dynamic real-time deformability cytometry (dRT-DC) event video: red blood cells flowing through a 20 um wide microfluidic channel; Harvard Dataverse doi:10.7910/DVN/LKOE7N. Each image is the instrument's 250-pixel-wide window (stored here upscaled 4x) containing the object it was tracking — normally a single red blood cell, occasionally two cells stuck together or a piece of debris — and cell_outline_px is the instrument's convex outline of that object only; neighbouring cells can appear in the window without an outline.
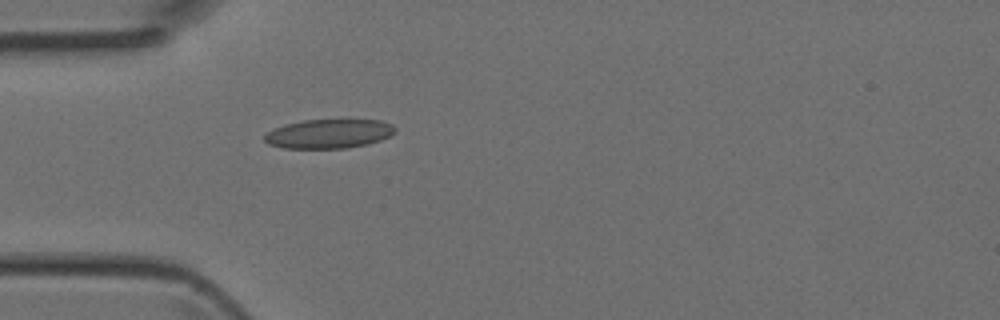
{"species": "Egyptian fruit bat (a non-hibernating species)", "species_latin": "Rousettus aegyptiacus", "temperature_condition": "room temperature", "stored_images_in_passage": 1, "camera_frame_rate_fps": 3000, "um_per_image_px": 0.085, "animal": {"sex": "female"}, "frame": {"image": 1, "passage_image": 1, "time_ms": 0.0, "image_size_px": [1000, 320], "cell_outline_px": [[396, 132], [380, 140], [368, 144], [344, 148], [284, 148], [268, 144], [264, 140], [264, 136], [268, 132], [284, 124], [304, 120], [380, 120], [392, 124], [396, 128]], "centroid_in_image_um": [27.96, 11.37], "position_along_channel_um": 57.0, "area_um2": 22.08}}